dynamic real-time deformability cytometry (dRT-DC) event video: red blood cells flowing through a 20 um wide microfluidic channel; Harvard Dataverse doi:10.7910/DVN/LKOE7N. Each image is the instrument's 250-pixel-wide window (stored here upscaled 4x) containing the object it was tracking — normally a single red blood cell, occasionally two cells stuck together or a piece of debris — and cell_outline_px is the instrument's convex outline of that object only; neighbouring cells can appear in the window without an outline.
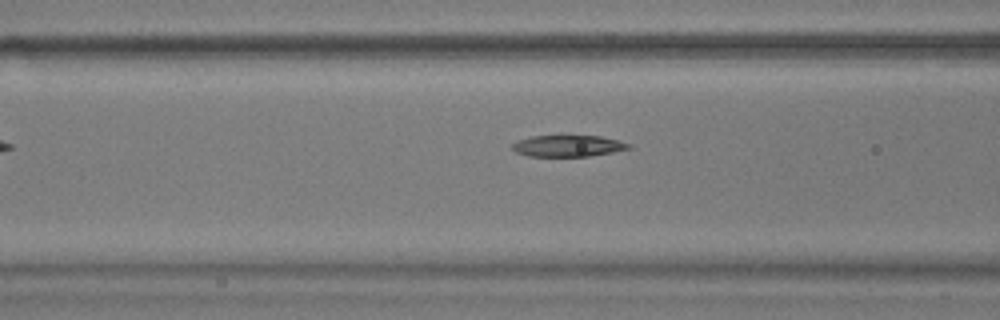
{"species": "common noctule bat (a hibernating species)", "species_latin": "Nyctalus noctula", "temperature_condition": "warm", "stored_images_in_passage": 8, "camera_frame_rate_fps": 3000, "um_per_image_px": 0.085, "animal": {"sex": "male", "body_mass_g": 17.9}, "frame": {"image": 1, "passage_image": 6, "time_ms": 1.667, "image_size_px": [1000, 320], "cell_outline_px": [[632, 148], [612, 152], [588, 156], [528, 156], [516, 152], [512, 148], [512, 144], [520, 140], [532, 136], [600, 136], [632, 144]], "centroid_in_image_um": [48.3, 12.4], "position_along_channel_um": 118.3, "area_um2": 14.33}}